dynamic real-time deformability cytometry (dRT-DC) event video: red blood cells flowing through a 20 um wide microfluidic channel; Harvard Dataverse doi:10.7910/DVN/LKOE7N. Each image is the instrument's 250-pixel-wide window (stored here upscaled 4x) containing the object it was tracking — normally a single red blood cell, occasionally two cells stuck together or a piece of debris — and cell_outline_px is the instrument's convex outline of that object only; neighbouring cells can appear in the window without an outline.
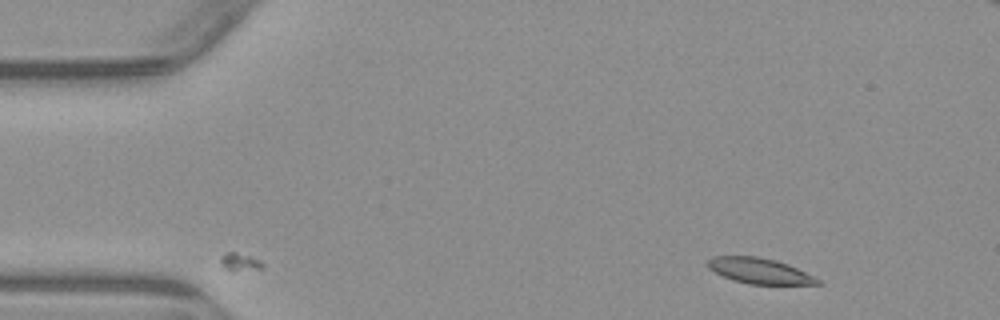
{"species": "common noctule bat (a hibernating species)", "species_latin": "Nyctalus noctula", "temperature_condition": "warm", "stored_images_in_passage": 6, "camera_frame_rate_fps": 3000, "um_per_image_px": 0.085, "animal": {"sex": "male", "body_mass_g": 23.1, "forearm_length_mm": 52.7}, "frame": {"image": 1, "passage_image": 1, "time_ms": 0.0, "image_size_px": [1000, 320], "cell_outline_px": [[820, 284], [748, 284], [732, 280], [708, 268], [704, 264], [712, 256], [756, 256], [776, 260], [788, 264], [820, 280]], "centroid_in_image_um": [64.49, 23.01], "position_along_channel_um": 20.5, "area_um2": 16.24}}
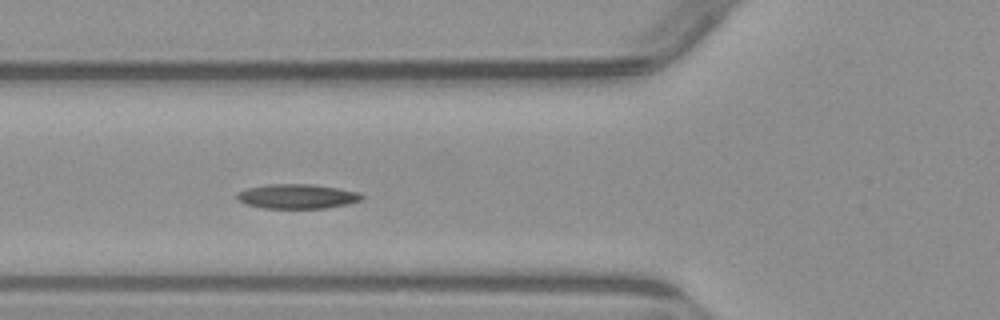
{"frame": {"image": 2, "passage_image": 4, "time_ms": 4.333, "image_size_px": [1000, 320], "cell_outline_px": [[364, 200], [348, 204], [324, 208], [264, 208], [244, 204], [236, 200], [236, 192], [248, 188], [268, 184], [312, 184], [340, 188], [360, 192], [364, 196]], "centroid_in_image_um": [25.27, 16.69], "position_along_channel_um": 100.5, "area_um2": 18.15}}
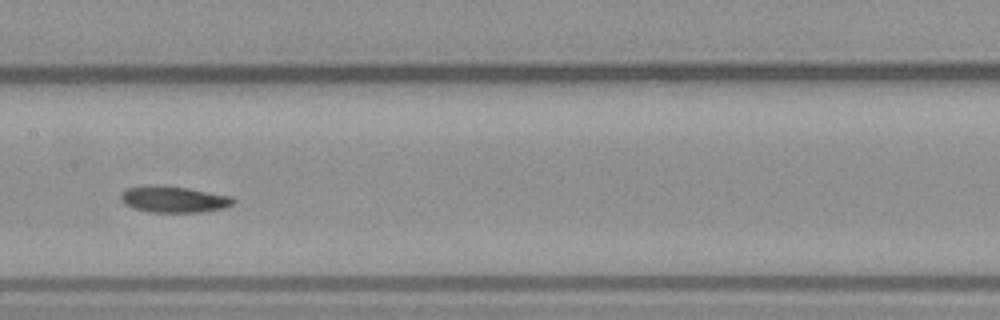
{"frame": {"image": 3, "passage_image": 6, "time_ms": 6.667, "image_size_px": [1000, 320], "cell_outline_px": [[236, 200], [232, 204], [224, 208], [204, 212], [148, 212], [124, 204], [120, 200], [120, 196], [128, 188], [148, 184], [156, 184], [188, 188], [232, 196]], "centroid_in_image_um": [14.78, 16.93], "position_along_channel_um": 192.6, "area_um2": 17.4}}